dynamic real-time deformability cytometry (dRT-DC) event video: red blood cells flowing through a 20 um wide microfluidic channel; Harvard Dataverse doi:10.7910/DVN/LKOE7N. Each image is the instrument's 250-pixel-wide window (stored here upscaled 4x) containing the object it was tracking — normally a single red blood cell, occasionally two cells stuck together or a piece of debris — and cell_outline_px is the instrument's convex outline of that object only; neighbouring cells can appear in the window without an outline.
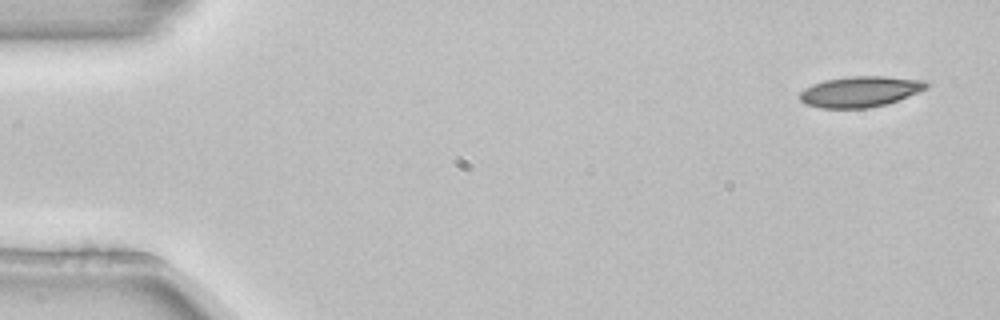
{"species": "common noctule bat (a hibernating species)", "species_latin": "Nyctalus noctula", "temperature_condition": "room temperature", "stored_images_in_passage": 3, "camera_frame_rate_fps": 3000, "um_per_image_px": 0.085, "animal": {"sex": "female", "body_mass_g": 22.7, "forearm_length_mm": 54.2}, "frame": {"image": 1, "passage_image": 1, "time_ms": 0.0, "image_size_px": [1000, 320], "cell_outline_px": [[928, 88], [888, 104], [868, 108], [820, 108], [804, 104], [800, 100], [800, 92], [804, 88], [812, 84], [824, 80], [852, 76], [884, 76], [924, 80], [928, 84]], "centroid_in_image_um": [73.09, 7.79], "position_along_channel_um": 11.9, "area_um2": 22.77}}